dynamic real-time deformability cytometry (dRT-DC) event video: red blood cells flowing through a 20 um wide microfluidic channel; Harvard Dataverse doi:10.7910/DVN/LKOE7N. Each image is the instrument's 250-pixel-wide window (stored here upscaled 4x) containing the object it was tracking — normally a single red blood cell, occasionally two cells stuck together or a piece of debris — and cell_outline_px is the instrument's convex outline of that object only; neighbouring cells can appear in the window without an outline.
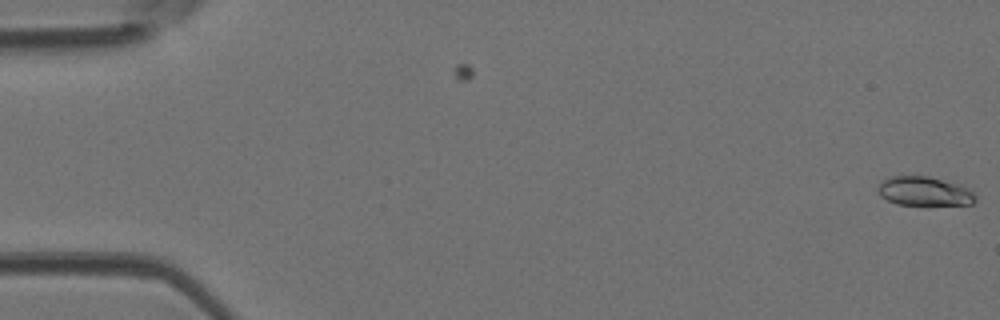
{"species": "Egyptian fruit bat (a non-hibernating species)", "species_latin": "Rousettus aegyptiacus", "temperature_condition": "room temperature", "stored_images_in_passage": 4, "camera_frame_rate_fps": 3000, "um_per_image_px": 0.085, "animal": {"sex": "female"}, "frame": {"image": 1, "passage_image": 4, "time_ms": 1.0, "image_size_px": [1000, 320], "cell_outline_px": [[976, 200], [972, 204], [896, 204], [880, 196], [876, 188], [884, 180], [900, 172], [928, 176], [968, 188], [976, 196]], "centroid_in_image_um": [78.49, 16.21], "position_along_channel_um": 6.5, "area_um2": 16.65}}